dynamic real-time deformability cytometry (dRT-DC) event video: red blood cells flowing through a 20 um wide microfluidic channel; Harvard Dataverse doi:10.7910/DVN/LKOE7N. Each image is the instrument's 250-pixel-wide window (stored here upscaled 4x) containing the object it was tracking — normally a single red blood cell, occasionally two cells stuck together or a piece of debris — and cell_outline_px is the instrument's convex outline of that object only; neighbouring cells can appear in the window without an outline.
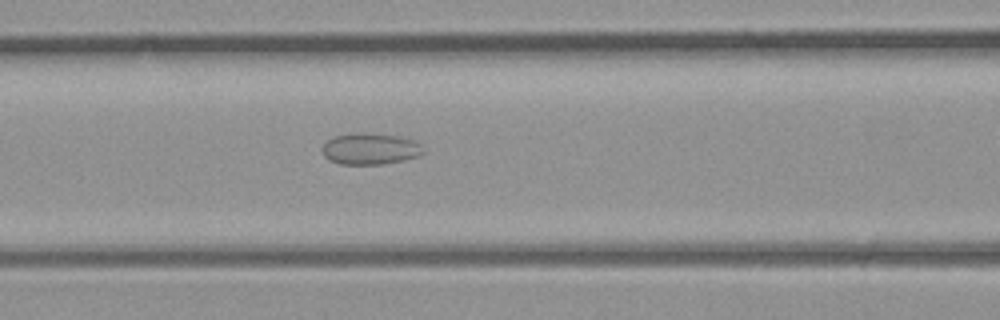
{"species": "common noctule bat (a hibernating species)", "species_latin": "Nyctalus noctula", "temperature_condition": "room temperature", "stored_images_in_passage": 23, "segment_of_instrument_passage": [1, 2], "camera_frame_rate_fps": 3000, "um_per_image_px": 0.085, "animal": {"sex": "male", "body_mass_g": 23.1, "forearm_length_mm": 52.7}, "frame": {"image": 1, "passage_image": 8, "time_ms": 2.333, "image_size_px": [1000, 320], "cell_outline_px": [[424, 152], [416, 156], [404, 160], [380, 164], [340, 164], [328, 160], [324, 156], [320, 148], [328, 140], [336, 136], [396, 136], [412, 140], [420, 144]], "centroid_in_image_um": [31.44, 12.72], "position_along_channel_um": 135.2, "area_um2": 17.4}}
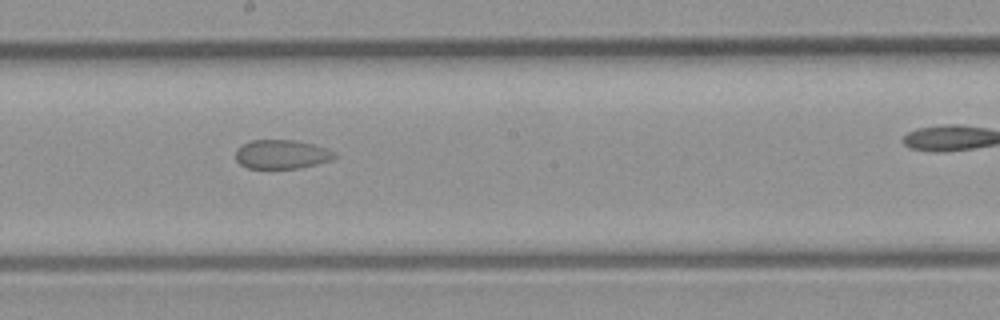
{"frame": {"image": 2, "passage_image": 13, "time_ms": 4.0, "image_size_px": [1000, 320], "cell_outline_px": [[340, 156], [332, 160], [300, 168], [248, 168], [240, 164], [236, 160], [236, 148], [252, 140], [292, 140], [312, 144], [328, 148], [336, 152]], "centroid_in_image_um": [23.99, 13.12], "position_along_channel_um": 224.2, "area_um2": 16.82}}
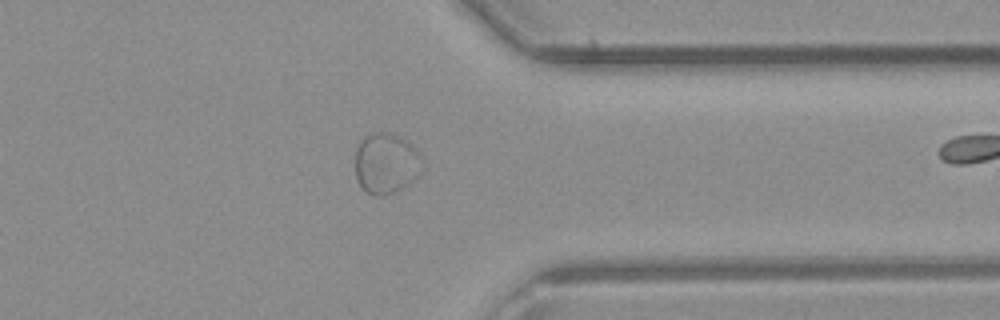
{"frame": {"image": 3, "passage_image": 22, "time_ms": 7.0, "image_size_px": [1000, 320], "cell_outline_px": [[420, 156], [416, 176], [408, 184], [396, 192], [384, 196], [372, 196], [364, 192], [356, 176], [356, 148], [368, 136], [376, 132], [384, 132], [400, 136], [412, 144], [416, 148]], "centroid_in_image_um": [32.78, 13.92], "position_along_channel_um": 378.6, "area_um2": 23.24}}